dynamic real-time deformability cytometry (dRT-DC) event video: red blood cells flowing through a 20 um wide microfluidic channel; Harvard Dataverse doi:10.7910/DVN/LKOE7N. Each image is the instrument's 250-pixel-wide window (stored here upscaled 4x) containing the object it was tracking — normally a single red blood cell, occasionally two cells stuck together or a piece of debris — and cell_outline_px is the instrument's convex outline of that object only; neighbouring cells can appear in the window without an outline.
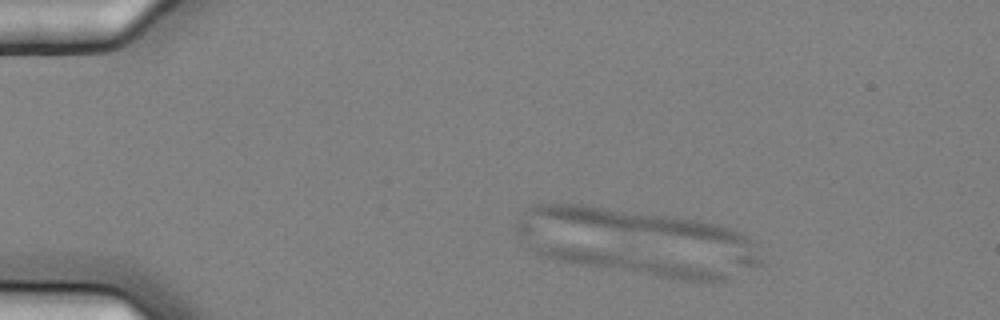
{"species": "common noctule bat (a hibernating species)", "species_latin": "Nyctalus noctula", "temperature_condition": "cold", "stored_images_in_passage": 3, "camera_frame_rate_fps": 3000, "um_per_image_px": 0.085, "animal": {"sex": "female", "body_mass_g": 25.1}, "frame": {"image": 1, "passage_image": 2, "time_ms": 0.333, "image_size_px": [1000, 320], "cell_outline_px": [[728, 276], [724, 280], [712, 284], [680, 280], [580, 264], [560, 260], [536, 252], [536, 248], [580, 248], [680, 264], [704, 268], [720, 272]], "centroid_in_image_um": [53.93, 22.5], "position_along_channel_um": 31.1, "area_um2": 19.48}}